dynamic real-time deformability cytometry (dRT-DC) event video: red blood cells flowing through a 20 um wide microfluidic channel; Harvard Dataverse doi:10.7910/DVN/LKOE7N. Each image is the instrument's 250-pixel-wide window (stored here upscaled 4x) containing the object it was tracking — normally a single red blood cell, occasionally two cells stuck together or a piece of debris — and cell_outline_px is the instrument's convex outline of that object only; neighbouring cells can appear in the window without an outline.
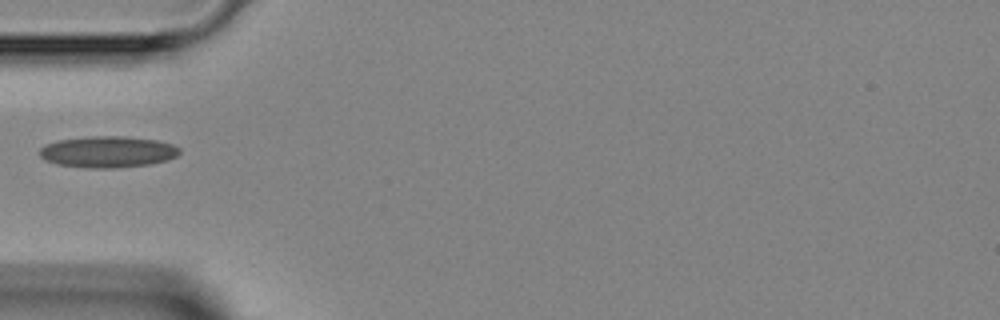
{"species": "Egyptian fruit bat (a non-hibernating species)", "species_latin": "Rousettus aegyptiacus", "temperature_condition": "room temperature", "stored_images_in_passage": 18, "camera_frame_rate_fps": 3000, "um_per_image_px": 0.085, "animal": {"sex": "female"}, "frame": {"image": 1, "passage_image": 1, "time_ms": 0.0, "image_size_px": [1000, 320], "cell_outline_px": [[180, 152], [176, 156], [168, 160], [148, 164], [112, 168], [88, 168], [56, 164], [40, 156], [40, 148], [44, 144], [56, 140], [88, 136], [124, 136], [156, 140], [172, 144], [180, 148]], "centroid_in_image_um": [9.14, 12.89], "position_along_channel_um": 75.9, "area_um2": 25.61}}
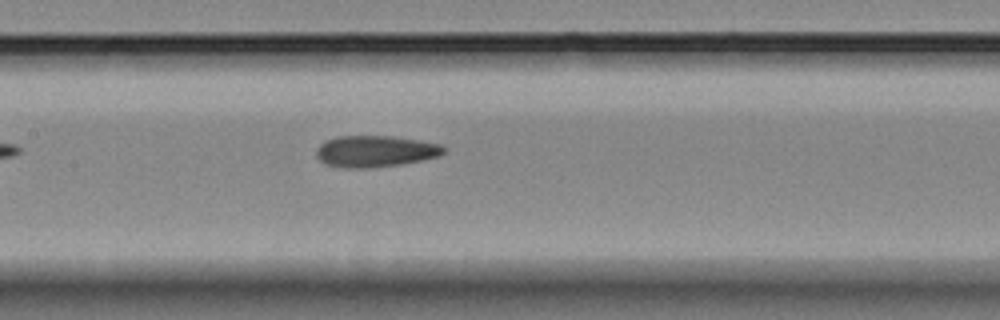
{"frame": {"image": 2, "passage_image": 8, "time_ms": 2.333, "image_size_px": [1000, 320], "cell_outline_px": [[448, 148], [440, 156], [424, 160], [400, 164], [368, 168], [340, 168], [324, 164], [316, 156], [316, 148], [324, 140], [336, 136], [392, 136], [440, 144]], "centroid_in_image_um": [31.87, 12.86], "position_along_channel_um": 175.5, "area_um2": 23.64}}
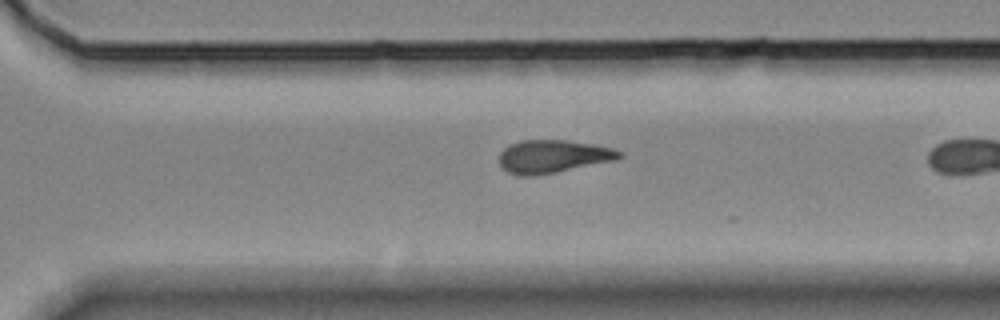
{"frame": {"image": 3, "passage_image": 16, "time_ms": 5.0, "image_size_px": [1000, 320], "cell_outline_px": [[624, 156], [616, 160], [556, 172], [532, 176], [524, 176], [508, 172], [500, 168], [500, 152], [508, 144], [520, 140], [568, 140], [592, 144], [612, 148], [624, 152]], "centroid_in_image_um": [47.0, 13.29], "position_along_channel_um": 323.6, "area_um2": 23.24}}